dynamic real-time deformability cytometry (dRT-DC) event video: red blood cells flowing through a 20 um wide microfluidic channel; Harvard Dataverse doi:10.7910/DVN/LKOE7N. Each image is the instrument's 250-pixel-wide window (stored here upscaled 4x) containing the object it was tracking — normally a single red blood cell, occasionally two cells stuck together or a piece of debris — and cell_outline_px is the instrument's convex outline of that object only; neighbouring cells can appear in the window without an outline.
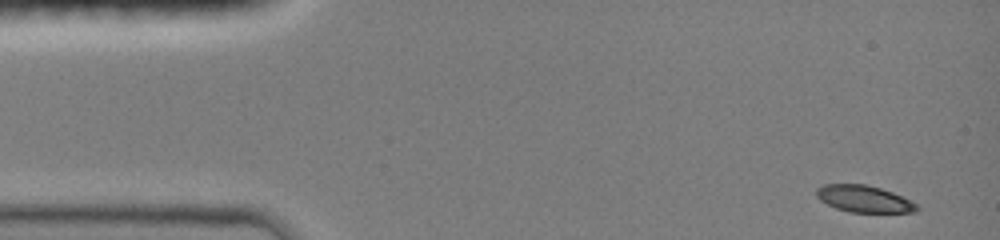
{"species": "common noctule bat (a hibernating species)", "species_latin": "Nyctalus noctula", "temperature_condition": "room temperature", "stored_images_in_passage": 44, "camera_frame_rate_fps": 3000, "um_per_image_px": 0.085, "animal": {"sex": "female", "body_mass_g": 19.0, "forearm_length_mm": 51.5}, "frame": {"image": 1, "passage_image": 1, "time_ms": 0.0, "image_size_px": [1000, 240], "cell_outline_px": [[920, 208], [916, 212], [848, 212], [836, 208], [820, 200], [816, 196], [816, 188], [824, 184], [864, 184], [880, 188], [892, 192], [916, 204]], "centroid_in_image_um": [73.41, 16.9], "position_along_channel_um": 11.6, "area_um2": 15.55}}
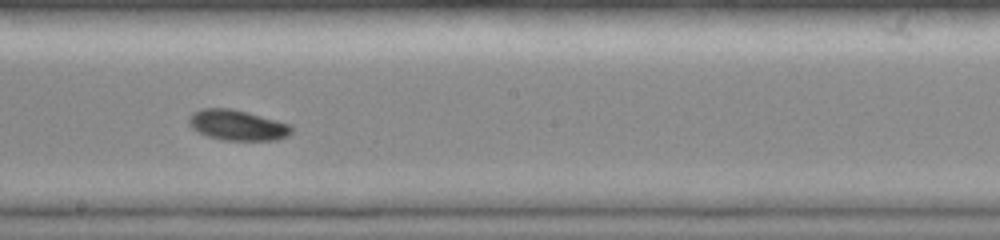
{"frame": {"image": 2, "passage_image": 25, "time_ms": 8.0, "image_size_px": [1000, 240], "cell_outline_px": [[292, 132], [288, 136], [276, 140], [224, 140], [208, 136], [192, 128], [188, 124], [188, 116], [192, 112], [200, 108], [232, 108], [292, 124]], "centroid_in_image_um": [20.17, 10.62], "position_along_channel_um": 228.0, "area_um2": 18.38}}
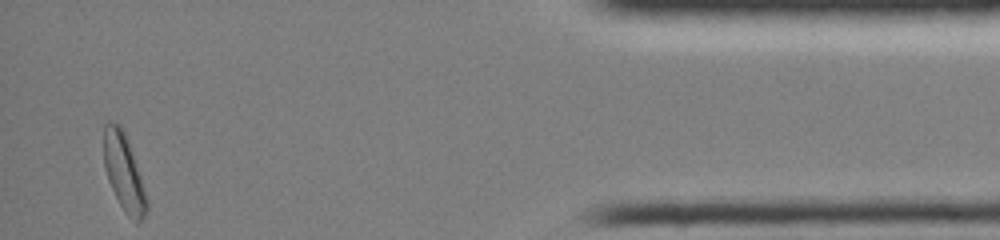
{"frame": {"image": 3, "passage_image": 44, "time_ms": 14.333, "image_size_px": [1000, 240], "cell_outline_px": [[148, 208], [144, 216], [140, 220], [136, 220], [128, 216], [124, 212], [108, 180], [104, 168], [104, 124], [108, 120], [120, 124], [124, 132], [132, 152], [148, 204]], "centroid_in_image_um": [10.49, 14.61], "position_along_channel_um": 424.7, "area_um2": 18.67}, "authors_computed_cell_mechanics": {"area_um2": 17.7735, "velocity_mm_per_s": 4.0043, "shape_relaxation_time_tau1_ms": 2.175, "shape_relaxation_time_tau2_ms": null, "deformation_change_tau1": 0.0998, "deformation_change_tau2": null}}